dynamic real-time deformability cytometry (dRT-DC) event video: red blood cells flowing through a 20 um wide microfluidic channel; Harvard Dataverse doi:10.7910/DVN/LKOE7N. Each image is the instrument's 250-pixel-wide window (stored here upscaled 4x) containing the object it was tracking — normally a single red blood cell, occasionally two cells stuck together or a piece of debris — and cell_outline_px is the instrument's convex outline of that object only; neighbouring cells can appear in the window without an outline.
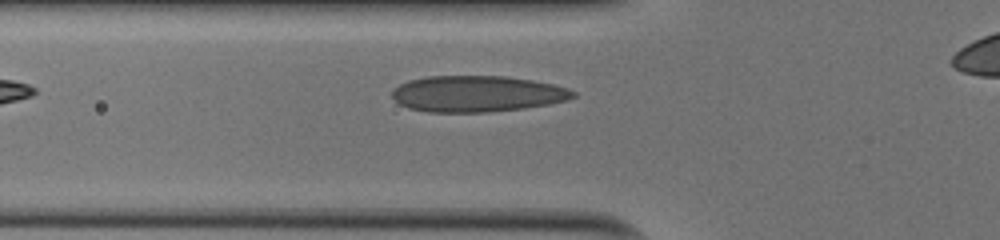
{"species": "human", "species_latin": "Homo sapiens", "temperature_condition": "cold", "stored_images_in_passage": 25, "camera_frame_rate_fps": 3000, "um_per_image_px": 0.085, "donor": {"sex": "male"}, "frame": {"image": 1, "passage_image": 2, "time_ms": 0.333, "image_size_px": [1000, 240], "cell_outline_px": [[576, 96], [568, 100], [548, 104], [524, 108], [488, 112], [428, 112], [408, 108], [400, 104], [392, 96], [392, 88], [408, 80], [428, 76], [508, 76], [532, 80], [552, 84], [568, 88], [576, 92]], "centroid_in_image_um": [40.55, 7.97], "position_along_channel_um": 85.3, "area_um2": 38.32}}
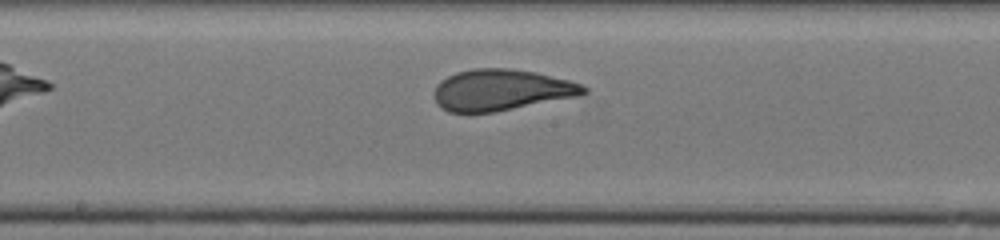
{"frame": {"image": 2, "passage_image": 11, "time_ms": 3.333, "image_size_px": [1000, 240], "cell_outline_px": [[588, 92], [580, 96], [496, 112], [448, 112], [436, 104], [432, 92], [436, 84], [440, 80], [456, 72], [472, 68], [508, 68], [536, 72], [568, 80], [580, 84], [588, 88]], "centroid_in_image_um": [42.58, 7.65], "position_along_channel_um": 205.6, "area_um2": 36.3}}
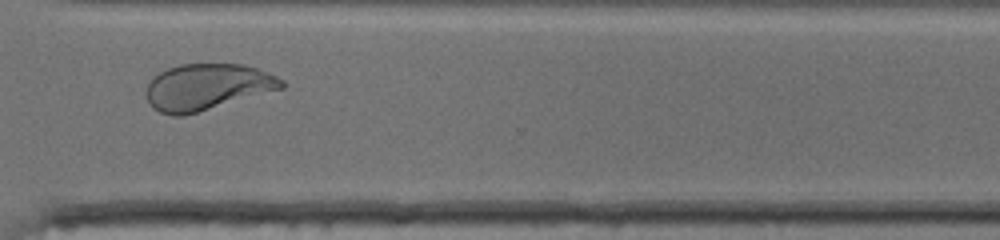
{"frame": {"image": 3, "passage_image": 22, "time_ms": 7.0, "image_size_px": [1000, 240], "cell_outline_px": [[288, 84], [284, 88], [184, 116], [172, 116], [160, 112], [152, 108], [148, 100], [148, 84], [152, 76], [168, 68], [180, 64], [240, 64], [256, 68], [276, 76], [284, 80]], "centroid_in_image_um": [17.62, 7.39], "position_along_channel_um": 353.0, "area_um2": 36.47}, "authors_computed_cell_mechanics": {"area_um2": 36.0672, "velocity_mm_per_s": 4.0043, "shape_relaxation_time_tau1_ms": 4.9934, "shape_relaxation_time_tau2_ms": 0.6487, "deformation_change_tau1": 0.1926, "deformation_change_tau2": 0.0529}}